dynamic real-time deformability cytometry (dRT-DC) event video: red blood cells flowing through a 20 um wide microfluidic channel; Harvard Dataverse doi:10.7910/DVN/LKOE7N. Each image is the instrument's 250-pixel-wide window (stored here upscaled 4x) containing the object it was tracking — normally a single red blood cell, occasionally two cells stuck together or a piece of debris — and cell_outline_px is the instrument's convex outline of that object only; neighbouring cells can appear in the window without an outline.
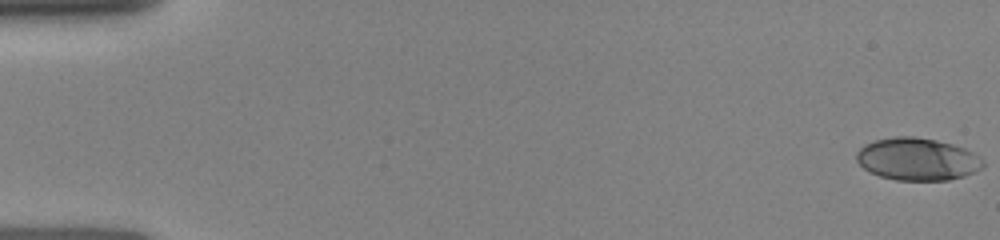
{"species": "human", "species_latin": "Homo sapiens", "temperature_condition": "room temperature", "stored_images_in_passage": 13, "camera_frame_rate_fps": 3000, "um_per_image_px": 0.085, "donor": {"sex": "female"}, "frame": {"image": 1, "passage_image": 1, "time_ms": 0.0, "image_size_px": [1000, 240], "cell_outline_px": [[984, 168], [964, 176], [948, 180], [896, 180], [880, 176], [864, 168], [856, 160], [856, 152], [864, 144], [876, 140], [896, 136], [912, 136], [936, 140], [952, 144], [964, 148], [980, 156], [984, 160]], "centroid_in_image_um": [78.0, 13.53], "position_along_channel_um": 7.0, "area_um2": 31.33}}
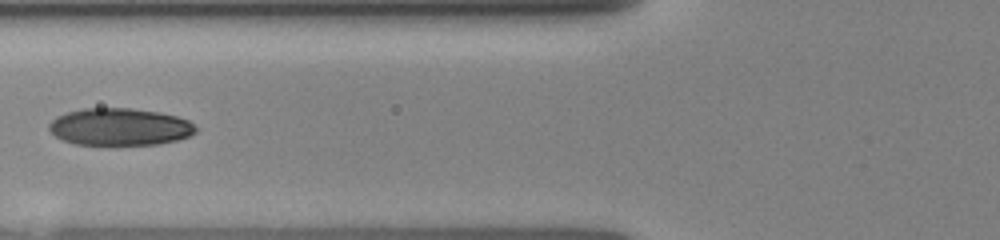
{"frame": {"image": 2, "passage_image": 10, "time_ms": 6.333, "image_size_px": [1000, 240], "cell_outline_px": [[196, 132], [188, 136], [176, 140], [156, 144], [108, 148], [76, 144], [64, 140], [56, 136], [48, 128], [48, 124], [56, 116], [68, 112], [84, 108], [132, 108], [160, 112], [176, 116], [188, 120], [196, 128]], "centroid_in_image_um": [10.15, 10.82], "position_along_channel_um": 115.7, "area_um2": 32.71}}
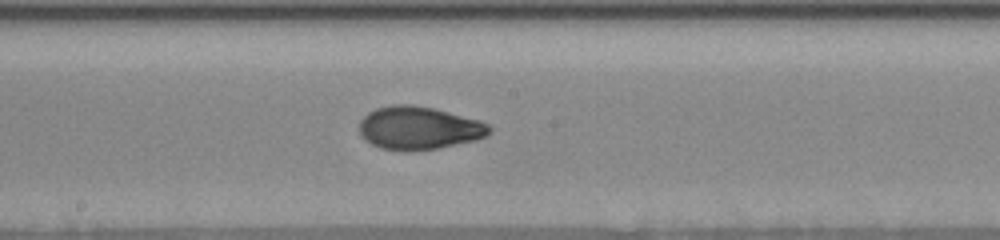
{"frame": {"image": 3, "passage_image": 13, "time_ms": 8.667, "image_size_px": [1000, 240], "cell_outline_px": [[492, 132], [488, 136], [476, 140], [440, 148], [404, 152], [380, 148], [364, 140], [360, 136], [360, 120], [368, 112], [376, 108], [392, 104], [412, 104], [432, 108], [480, 120], [488, 124], [492, 128]], "centroid_in_image_um": [35.61, 10.89], "position_along_channel_um": 212.6, "area_um2": 33.06}}